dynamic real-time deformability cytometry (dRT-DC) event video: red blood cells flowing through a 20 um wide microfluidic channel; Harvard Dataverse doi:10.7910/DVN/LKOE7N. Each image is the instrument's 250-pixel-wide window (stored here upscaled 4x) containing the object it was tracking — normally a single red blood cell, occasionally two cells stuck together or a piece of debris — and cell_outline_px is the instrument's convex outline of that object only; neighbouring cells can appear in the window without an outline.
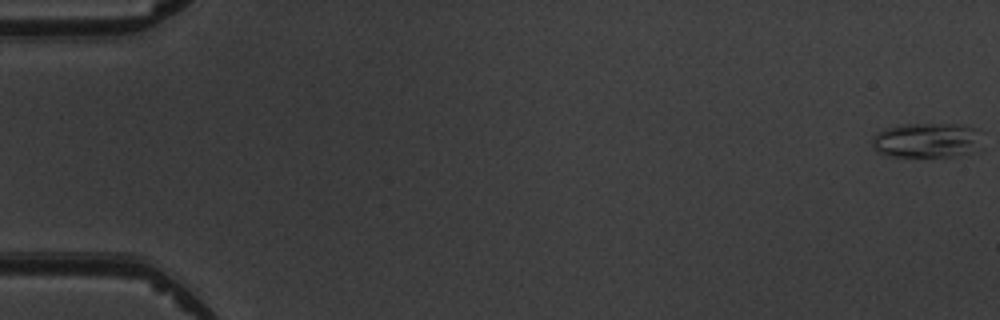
{"species": "common noctule bat (a hibernating species)", "species_latin": "Nyctalus noctula", "temperature_condition": "warm", "stored_images_in_passage": 4, "camera_frame_rate_fps": 3000, "um_per_image_px": 0.085, "animal": {"sex": "male", "body_mass_g": 19.5, "forearm_length_mm": 54.6}, "frame": {"image": 1, "passage_image": 1, "time_ms": 0.0, "image_size_px": [1000, 320], "cell_outline_px": [[984, 148], [976, 152], [952, 156], [888, 156], [880, 152], [872, 144], [872, 136], [876, 132], [888, 128], [904, 124], [960, 124], [972, 128]], "centroid_in_image_um": [78.79, 11.93], "position_along_channel_um": 6.2, "area_um2": 22.2}}